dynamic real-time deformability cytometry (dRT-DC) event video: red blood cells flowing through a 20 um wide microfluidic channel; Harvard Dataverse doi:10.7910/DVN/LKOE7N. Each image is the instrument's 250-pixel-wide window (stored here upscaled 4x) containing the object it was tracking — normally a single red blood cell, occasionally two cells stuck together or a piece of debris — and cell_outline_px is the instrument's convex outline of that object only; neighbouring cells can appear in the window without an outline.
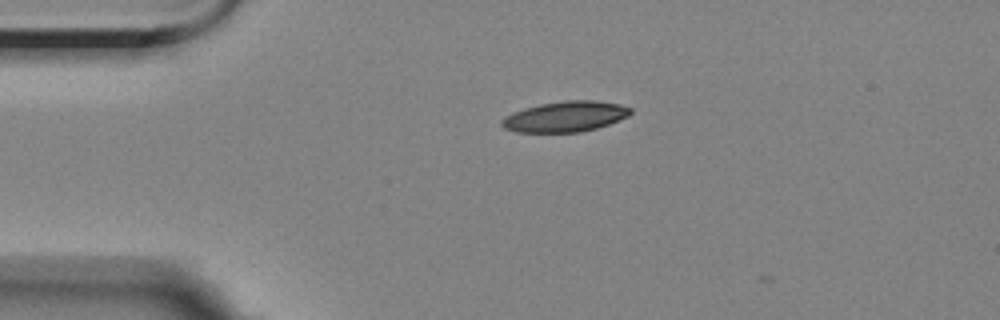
{"species": "Egyptian fruit bat (a non-hibernating species)", "species_latin": "Rousettus aegyptiacus", "temperature_condition": "room temperature", "stored_images_in_passage": 3, "camera_frame_rate_fps": 3000, "um_per_image_px": 0.085, "animal": {"sex": "female"}, "frame": {"image": 1, "passage_image": 2, "time_ms": 0.333, "image_size_px": [1000, 320], "cell_outline_px": [[632, 112], [628, 116], [608, 124], [596, 128], [580, 132], [516, 132], [504, 128], [500, 124], [500, 120], [504, 116], [512, 112], [524, 108], [540, 104], [564, 100], [596, 100], [620, 104], [632, 108]], "centroid_in_image_um": [48.02, 9.9], "position_along_channel_um": 37.0, "area_um2": 23.06}}